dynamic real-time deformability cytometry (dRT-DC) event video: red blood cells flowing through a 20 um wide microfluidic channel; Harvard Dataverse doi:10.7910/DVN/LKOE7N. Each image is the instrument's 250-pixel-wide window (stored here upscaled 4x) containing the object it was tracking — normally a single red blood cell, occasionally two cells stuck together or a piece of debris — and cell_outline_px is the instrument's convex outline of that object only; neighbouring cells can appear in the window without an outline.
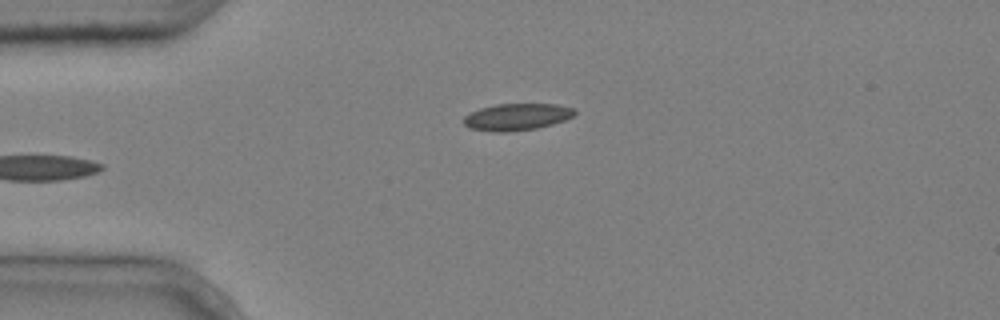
{"species": "common noctule bat (a hibernating species)", "species_latin": "Nyctalus noctula", "temperature_condition": "cold", "stored_images_in_passage": 2, "camera_frame_rate_fps": 3000, "um_per_image_px": 0.085, "animal": {"sex": "male", "body_mass_g": 20.4}, "frame": {"image": 1, "passage_image": 2, "time_ms": 0.333, "image_size_px": [1000, 320], "cell_outline_px": [[576, 112], [572, 116], [564, 120], [552, 124], [536, 128], [508, 132], [492, 132], [468, 128], [464, 124], [464, 116], [468, 112], [480, 108], [496, 104], [556, 104], [576, 108]], "centroid_in_image_um": [43.9, 9.93], "position_along_channel_um": 41.1, "area_um2": 17.51}}